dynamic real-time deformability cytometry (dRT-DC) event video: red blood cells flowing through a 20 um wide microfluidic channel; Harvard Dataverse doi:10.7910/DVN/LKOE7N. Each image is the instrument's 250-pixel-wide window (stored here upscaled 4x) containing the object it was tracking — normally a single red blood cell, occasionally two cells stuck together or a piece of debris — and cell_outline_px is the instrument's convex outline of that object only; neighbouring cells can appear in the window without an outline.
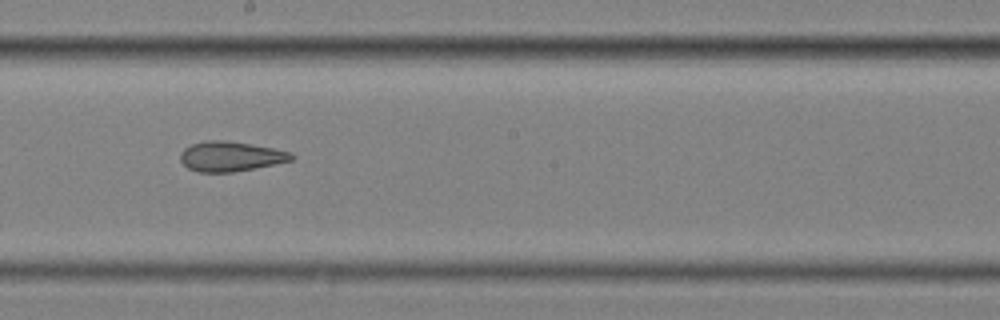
{"species": "common noctule bat (a hibernating species)", "species_latin": "Nyctalus noctula", "temperature_condition": "cold", "stored_images_in_passage": 10, "camera_frame_rate_fps": 3000, "um_per_image_px": 0.085, "animal": {"sex": "female", "body_mass_g": 25.1}, "frame": {"image": 1, "passage_image": 9, "time_ms": 2.667, "image_size_px": [1000, 320], "cell_outline_px": [[296, 156], [292, 160], [256, 168], [232, 172], [196, 172], [188, 168], [180, 160], [180, 152], [184, 148], [192, 144], [204, 140], [224, 140], [272, 148], [292, 152]], "centroid_in_image_um": [19.58, 13.3], "position_along_channel_um": 228.6, "area_um2": 19.36}}
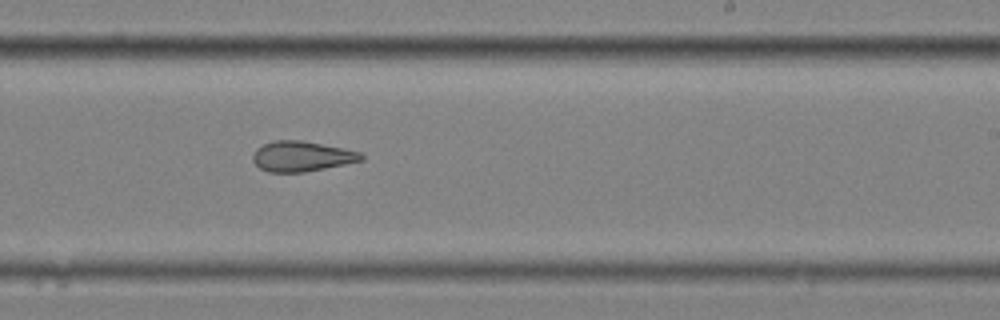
{"frame": {"image": 2, "passage_image": 10, "time_ms": 3.0, "image_size_px": [1000, 320], "cell_outline_px": [[364, 160], [304, 172], [268, 172], [260, 168], [252, 160], [252, 156], [256, 148], [264, 144], [276, 140], [300, 140], [344, 148], [360, 152], [364, 156]], "centroid_in_image_um": [25.63, 13.28], "position_along_channel_um": 263.4, "area_um2": 19.02}}